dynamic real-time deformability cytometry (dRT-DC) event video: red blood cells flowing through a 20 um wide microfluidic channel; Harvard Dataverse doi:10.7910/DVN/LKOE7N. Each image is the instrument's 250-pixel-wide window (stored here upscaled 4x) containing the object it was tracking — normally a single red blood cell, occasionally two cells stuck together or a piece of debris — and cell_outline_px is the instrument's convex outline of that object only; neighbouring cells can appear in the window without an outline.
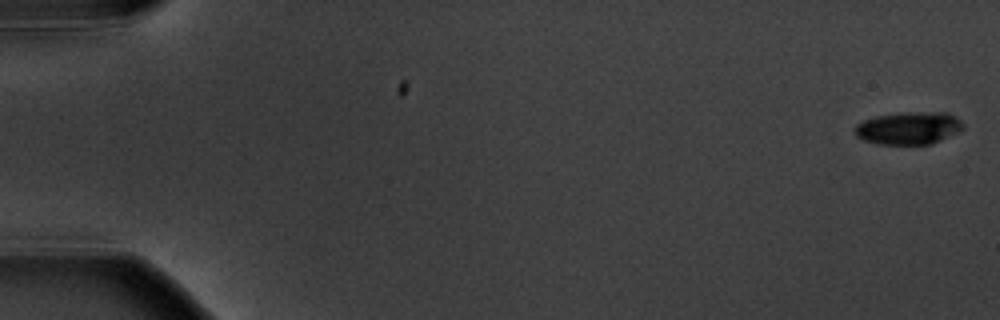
{"species": "common noctule bat (a hibernating species)", "species_latin": "Nyctalus noctula", "temperature_condition": "warm", "stored_images_in_passage": 4, "camera_frame_rate_fps": 3000, "um_per_image_px": 0.085, "animal": {"sex": "male", "body_mass_g": 20.1, "forearm_length_mm": 53.5}, "frame": {"image": 1, "passage_image": 1, "time_ms": 0.0, "image_size_px": [1000, 320], "cell_outline_px": [[964, 128], [932, 144], [876, 144], [864, 140], [856, 136], [856, 124], [864, 120], [876, 116], [908, 112], [948, 112], [956, 116], [964, 124]], "centroid_in_image_um": [77.26, 10.88], "position_along_channel_um": 7.7, "area_um2": 20.46}}